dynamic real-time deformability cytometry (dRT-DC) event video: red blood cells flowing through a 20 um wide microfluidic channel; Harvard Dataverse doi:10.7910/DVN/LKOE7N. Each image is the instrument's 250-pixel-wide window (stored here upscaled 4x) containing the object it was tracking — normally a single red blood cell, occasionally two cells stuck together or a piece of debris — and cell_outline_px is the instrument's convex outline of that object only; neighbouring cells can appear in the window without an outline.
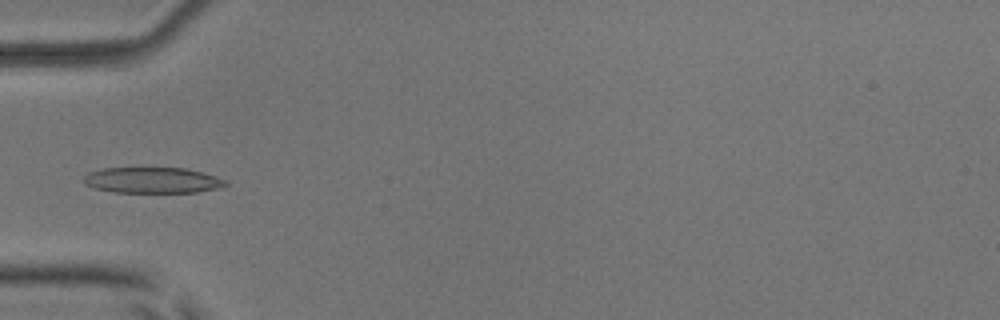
{"species": "common noctule bat (a hibernating species)", "species_latin": "Nyctalus noctula", "temperature_condition": "room temperature", "stored_images_in_passage": 5, "camera_frame_rate_fps": 3000, "um_per_image_px": 0.085, "animal": {"sex": "male", "body_mass_g": 17.9, "forearm_length_mm": 54.2}, "frame": {"image": 1, "passage_image": 5, "time_ms": 4.667, "image_size_px": [1000, 320], "cell_outline_px": [[228, 184], [216, 188], [196, 192], [112, 192], [96, 188], [84, 184], [84, 176], [88, 172], [100, 168], [184, 168], [216, 176], [228, 180]], "centroid_in_image_um": [12.93, 15.31], "position_along_channel_um": 72.1, "area_um2": 21.27}}